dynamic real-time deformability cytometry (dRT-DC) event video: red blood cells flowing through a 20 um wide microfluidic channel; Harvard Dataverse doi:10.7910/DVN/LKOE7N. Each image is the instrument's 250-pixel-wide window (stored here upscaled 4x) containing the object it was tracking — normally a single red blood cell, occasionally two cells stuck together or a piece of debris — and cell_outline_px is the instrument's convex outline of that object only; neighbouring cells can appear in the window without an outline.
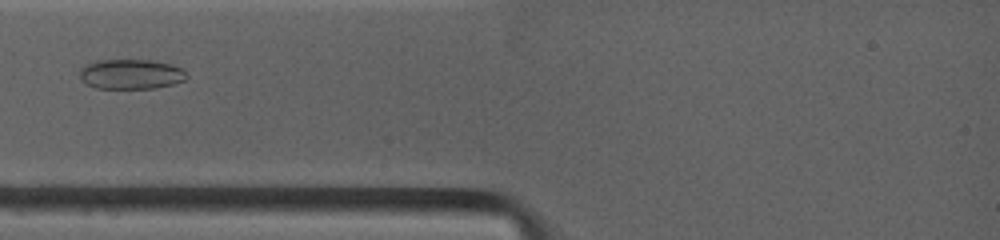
{"species": "common noctule bat (a hibernating species)", "species_latin": "Nyctalus noctula", "temperature_condition": "warm", "stored_images_in_passage": 7, "camera_frame_rate_fps": 4500, "um_per_image_px": 0.085, "animal": {"sex": "female", "body_mass_g": 19.0, "forearm_length_mm": 53.3}, "frame": {"image": 1, "passage_image": 4, "time_ms": 2.667, "image_size_px": [1000, 240], "cell_outline_px": [[188, 76], [184, 80], [172, 84], [156, 88], [96, 88], [88, 84], [80, 76], [80, 68], [88, 64], [100, 60], [152, 60], [172, 64], [180, 68]], "centroid_in_image_um": [11.15, 6.3], "position_along_channel_um": 73.8, "area_um2": 18.38}}
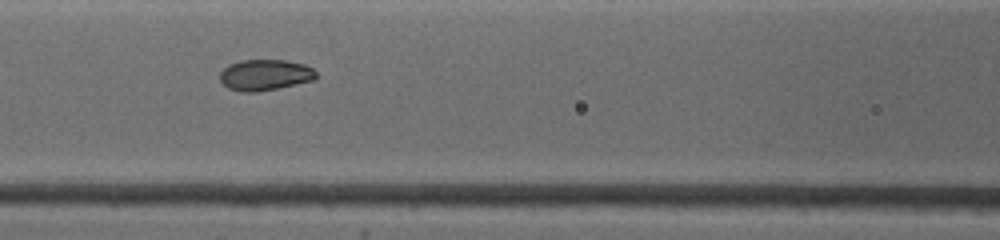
{"frame": {"image": 2, "passage_image": 6, "time_ms": 4.444, "image_size_px": [1000, 240], "cell_outline_px": [[316, 76], [312, 80], [276, 88], [256, 92], [244, 92], [228, 88], [220, 80], [220, 72], [228, 64], [240, 60], [284, 60], [304, 64], [312, 68], [316, 72]], "centroid_in_image_um": [22.48, 6.36], "position_along_channel_um": 144.1, "area_um2": 17.17}}
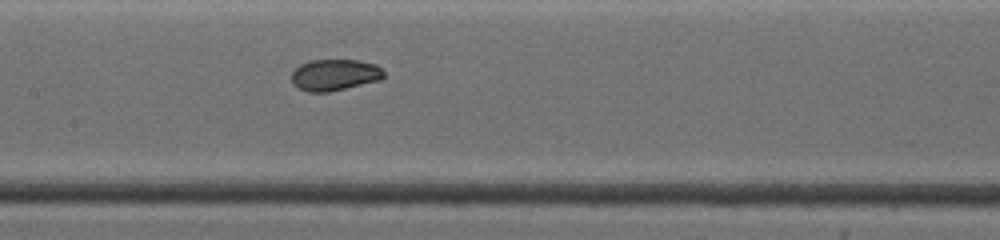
{"frame": {"image": 3, "passage_image": 7, "time_ms": 5.333, "image_size_px": [1000, 240], "cell_outline_px": [[384, 76], [380, 80], [328, 92], [308, 92], [300, 88], [292, 80], [292, 72], [300, 64], [308, 60], [360, 60], [376, 64], [384, 72]], "centroid_in_image_um": [28.46, 6.35], "position_along_channel_um": 178.9, "area_um2": 16.76}}